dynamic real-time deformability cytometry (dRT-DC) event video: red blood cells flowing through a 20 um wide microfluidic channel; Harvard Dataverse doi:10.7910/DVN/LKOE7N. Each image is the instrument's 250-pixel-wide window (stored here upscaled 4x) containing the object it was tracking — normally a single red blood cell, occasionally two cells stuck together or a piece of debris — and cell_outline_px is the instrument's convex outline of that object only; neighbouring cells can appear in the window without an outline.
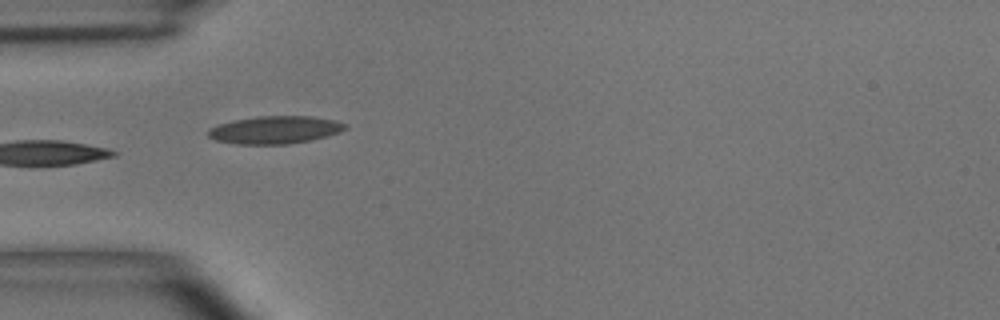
{"species": "common noctule bat (a hibernating species)", "species_latin": "Nyctalus noctula", "temperature_condition": "room temperature", "stored_images_in_passage": 5, "camera_frame_rate_fps": 3000, "um_per_image_px": 0.085, "animal": {"sex": "male", "body_mass_g": 15.6}, "frame": {"image": 1, "passage_image": 4, "time_ms": 3.667, "image_size_px": [1000, 320], "cell_outline_px": [[348, 128], [340, 132], [312, 140], [288, 144], [236, 144], [216, 140], [208, 136], [208, 128], [220, 124], [236, 120], [260, 116], [312, 116], [336, 120], [348, 124]], "centroid_in_image_um": [23.43, 11.04], "position_along_channel_um": 61.6, "area_um2": 22.14}}